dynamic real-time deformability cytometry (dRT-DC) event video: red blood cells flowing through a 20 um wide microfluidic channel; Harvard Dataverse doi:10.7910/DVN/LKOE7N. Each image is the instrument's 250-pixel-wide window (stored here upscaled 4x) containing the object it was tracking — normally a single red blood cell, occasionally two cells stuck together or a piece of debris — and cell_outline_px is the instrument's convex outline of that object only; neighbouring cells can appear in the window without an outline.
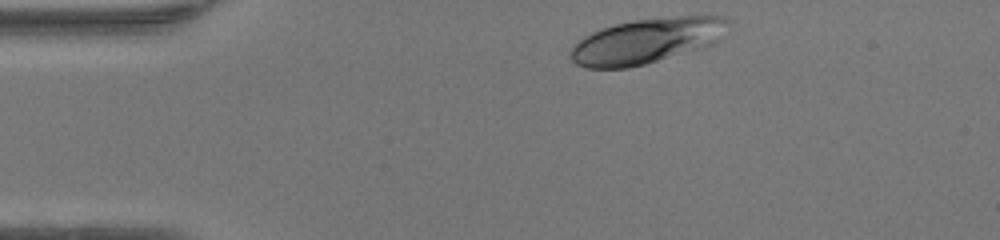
{"species": "human", "species_latin": "Homo sapiens", "temperature_condition": "warm", "stored_images_in_passage": 34, "camera_frame_rate_fps": 3000, "um_per_image_px": 0.085, "donor": {"sex": "female"}, "frame": {"image": 1, "passage_image": 1, "time_ms": 0.0, "image_size_px": [1000, 240], "cell_outline_px": [[728, 20], [720, 40], [716, 44], [644, 64], [628, 68], [584, 68], [576, 64], [568, 56], [568, 52], [584, 36], [592, 32], [616, 24], [636, 20], [680, 16], [720, 16]], "centroid_in_image_um": [54.94, 3.49], "position_along_channel_um": 30.1, "area_um2": 41.1}}
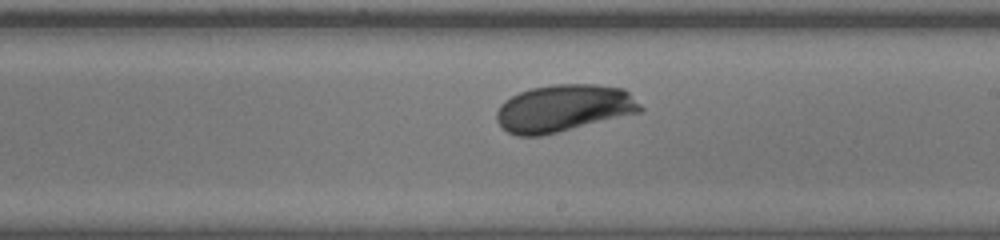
{"frame": {"image": 2, "passage_image": 20, "time_ms": 6.333, "image_size_px": [1000, 240], "cell_outline_px": [[644, 108], [640, 112], [540, 136], [516, 136], [508, 132], [496, 120], [496, 112], [500, 104], [504, 100], [520, 92], [532, 88], [556, 84], [596, 84], [624, 88]], "centroid_in_image_um": [47.89, 9.19], "position_along_channel_um": 241.1, "area_um2": 39.3}}
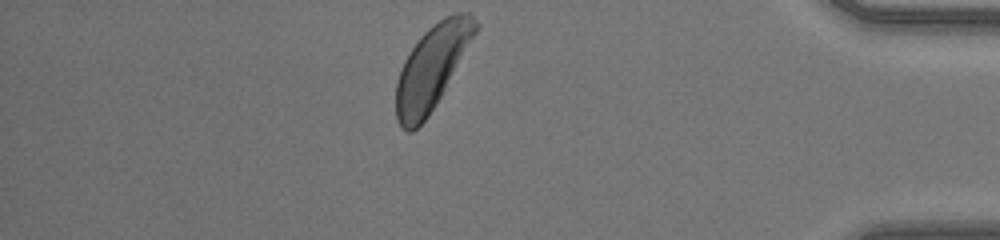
{"frame": {"image": 3, "passage_image": 34, "time_ms": 11.0, "image_size_px": [1000, 240], "cell_outline_px": [[480, 24], [476, 32], [440, 96], [428, 116], [412, 132], [408, 132], [400, 124], [396, 116], [396, 80], [404, 60], [420, 36], [428, 28], [444, 16], [456, 12], [468, 12]], "centroid_in_image_um": [36.69, 5.69], "position_along_channel_um": 398.5, "area_um2": 37.86}, "authors_computed_cell_mechanics": {"area_um2": 38.4948, "velocity_mm_per_s": 4.2095, "shape_relaxation_time_tau1_ms": 2.5873, "shape_relaxation_time_tau2_ms": null, "deformation_change_tau1": 0.1313, "deformation_change_tau2": null}}